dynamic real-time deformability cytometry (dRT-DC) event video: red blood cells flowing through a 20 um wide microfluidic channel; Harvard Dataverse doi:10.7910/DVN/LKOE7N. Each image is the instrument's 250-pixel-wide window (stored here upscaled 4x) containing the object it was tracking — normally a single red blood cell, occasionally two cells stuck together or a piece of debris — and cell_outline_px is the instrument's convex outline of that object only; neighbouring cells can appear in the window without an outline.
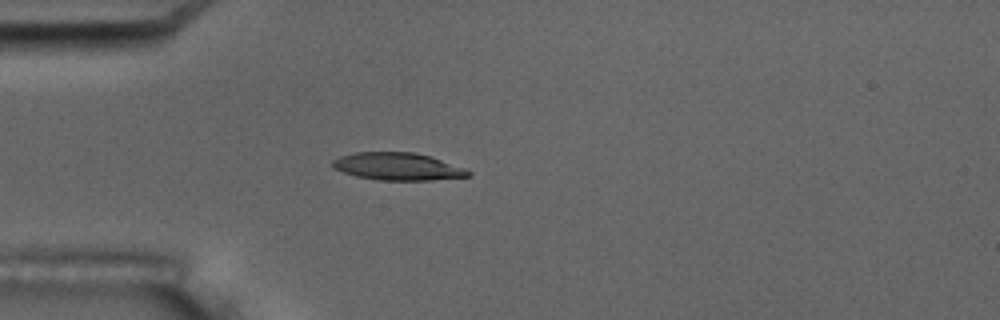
{"species": "common noctule bat (a hibernating species)", "species_latin": "Nyctalus noctula", "temperature_condition": "room temperature", "stored_images_in_passage": 5, "camera_frame_rate_fps": 3000, "um_per_image_px": 0.085, "animal": {"sex": "male", "body_mass_g": 17.5, "forearm_length_mm": 52.3}, "frame": {"image": 1, "passage_image": 5, "time_ms": 5.333, "image_size_px": [1000, 320], "cell_outline_px": [[472, 176], [432, 180], [380, 180], [356, 176], [332, 168], [332, 160], [340, 156], [356, 152], [412, 152], [428, 156], [464, 168], [472, 172]], "centroid_in_image_um": [33.79, 14.16], "position_along_channel_um": 51.2, "area_um2": 21.56}}